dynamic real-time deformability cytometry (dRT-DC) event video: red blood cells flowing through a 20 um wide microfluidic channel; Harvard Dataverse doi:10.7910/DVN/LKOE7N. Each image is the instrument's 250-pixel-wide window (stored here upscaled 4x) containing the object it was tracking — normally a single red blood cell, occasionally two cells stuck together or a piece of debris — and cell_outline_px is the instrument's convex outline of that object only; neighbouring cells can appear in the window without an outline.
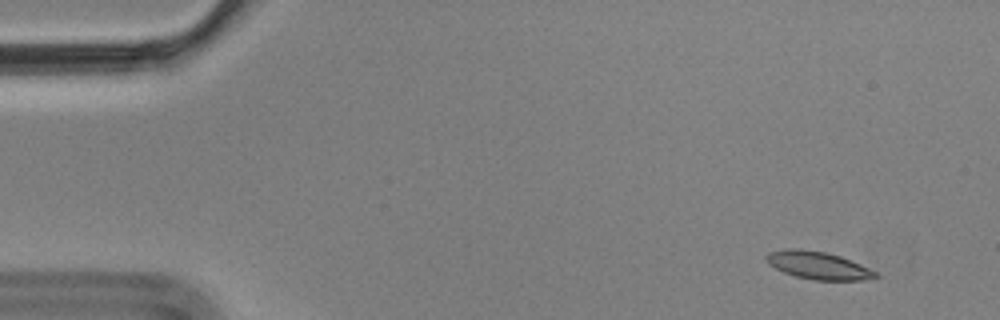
{"species": "Egyptian fruit bat (a non-hibernating species)", "species_latin": "Rousettus aegyptiacus", "temperature_condition": "cold", "stored_images_in_passage": 5, "camera_frame_rate_fps": 3000, "um_per_image_px": 0.085, "animal": {"sex": "male"}, "frame": {"image": 1, "passage_image": 2, "time_ms": 0.333, "image_size_px": [1000, 320], "cell_outline_px": [[880, 276], [864, 280], [812, 280], [796, 276], [784, 272], [768, 264], [764, 256], [768, 252], [788, 248], [800, 248], [824, 252], [840, 256], [860, 264], [876, 272]], "centroid_in_image_um": [69.51, 22.55], "position_along_channel_um": 15.5, "area_um2": 17.57}}